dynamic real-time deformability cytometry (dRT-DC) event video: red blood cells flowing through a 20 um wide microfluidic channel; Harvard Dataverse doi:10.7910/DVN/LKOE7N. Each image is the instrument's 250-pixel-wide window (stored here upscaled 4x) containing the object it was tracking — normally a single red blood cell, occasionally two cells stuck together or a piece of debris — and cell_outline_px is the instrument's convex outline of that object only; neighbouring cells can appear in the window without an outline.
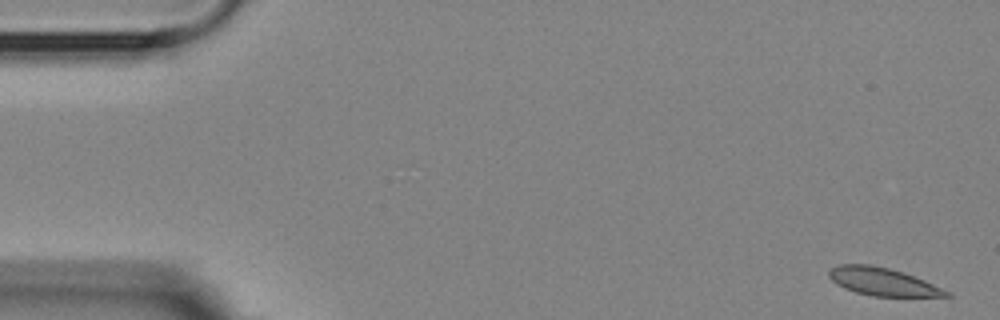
{"species": "Egyptian fruit bat (a non-hibernating species)", "species_latin": "Rousettus aegyptiacus", "temperature_condition": "room temperature", "stored_images_in_passage": 6, "camera_frame_rate_fps": 3000, "um_per_image_px": 0.085, "animal": {"sex": "female"}, "frame": {"image": 1, "passage_image": 1, "time_ms": 0.0, "image_size_px": [1000, 320], "cell_outline_px": [[952, 296], [872, 296], [856, 292], [844, 288], [836, 284], [828, 276], [828, 272], [832, 268], [840, 264], [868, 264], [888, 268], [904, 272], [924, 280], [948, 292]], "centroid_in_image_um": [74.97, 23.93], "position_along_channel_um": 10.0, "area_um2": 18.73}}